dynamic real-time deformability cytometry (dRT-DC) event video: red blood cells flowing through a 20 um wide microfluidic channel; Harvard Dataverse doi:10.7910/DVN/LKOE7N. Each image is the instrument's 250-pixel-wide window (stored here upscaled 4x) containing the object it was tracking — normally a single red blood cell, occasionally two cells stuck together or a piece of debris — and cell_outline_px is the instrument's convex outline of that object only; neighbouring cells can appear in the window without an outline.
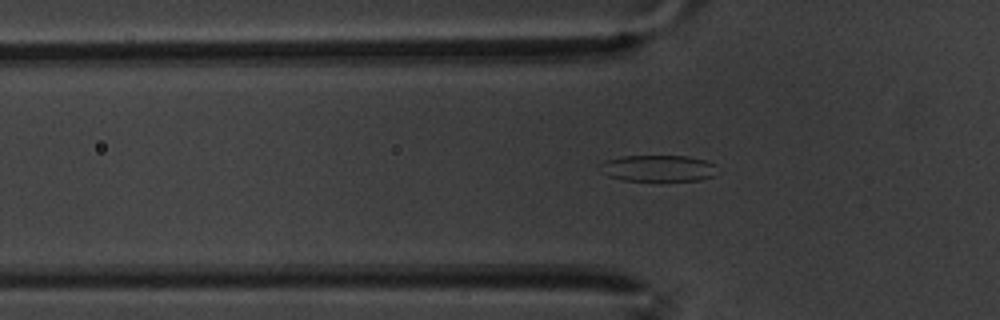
{"species": "common noctule bat (a hibernating species)", "species_latin": "Nyctalus noctula", "temperature_condition": "warm", "stored_images_in_passage": 45, "camera_frame_rate_fps": 3000, "um_per_image_px": 0.085, "animal": {"sex": "male", "body_mass_g": 20.1, "forearm_length_mm": 53.5}, "frame": {"image": 1, "passage_image": 5, "time_ms": 1.333, "image_size_px": [1000, 320], "cell_outline_px": [[716, 164], [712, 176], [700, 180], [624, 180], [608, 176], [600, 172], [596, 168], [604, 160], [624, 156], [688, 156], [704, 160]], "centroid_in_image_um": [55.85, 14.29], "position_along_channel_um": 69.9, "area_um2": 17.98}}
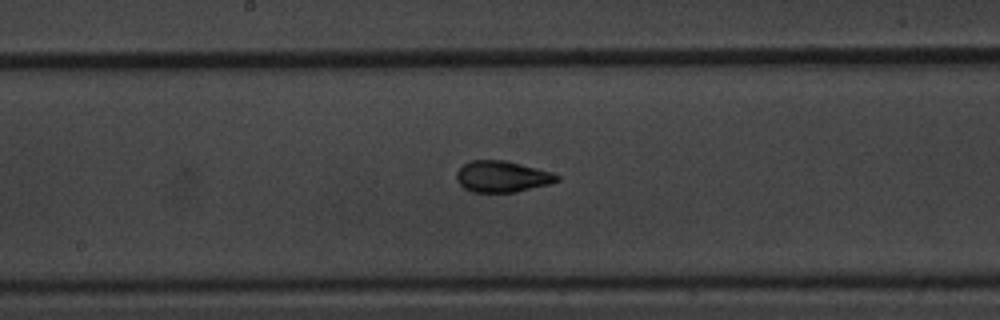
{"frame": {"image": 2, "passage_image": 17, "time_ms": 5.333, "image_size_px": [1000, 320], "cell_outline_px": [[560, 180], [552, 184], [516, 192], [472, 192], [464, 188], [456, 180], [456, 172], [464, 164], [472, 160], [504, 160], [552, 172], [560, 176]], "centroid_in_image_um": [42.7, 15.02], "position_along_channel_um": 205.5, "area_um2": 18.38}}
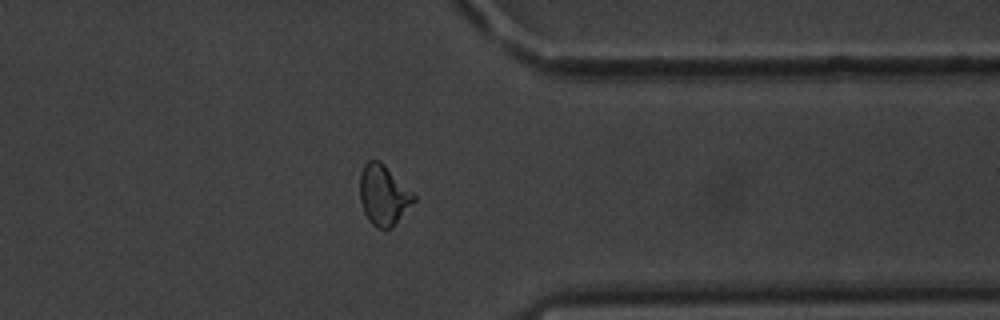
{"frame": {"image": 3, "passage_image": 33, "time_ms": 10.667, "image_size_px": [1000, 320], "cell_outline_px": [[416, 200], [392, 228], [376, 228], [368, 220], [364, 212], [360, 200], [360, 172], [364, 164], [368, 160], [380, 160], [416, 192]], "centroid_in_image_um": [32.63, 16.55], "position_along_channel_um": 378.8, "area_um2": 19.42}, "authors_computed_cell_mechanics": {"area_um2": 18.6116, "velocity_mm_per_s": 3.3632, "shape_relaxation_time_tau1_ms": 4.4512, "shape_relaxation_time_tau2_ms": 1.1653, "deformation_change_tau1": 0.1729, "deformation_change_tau2": 0.0813}}